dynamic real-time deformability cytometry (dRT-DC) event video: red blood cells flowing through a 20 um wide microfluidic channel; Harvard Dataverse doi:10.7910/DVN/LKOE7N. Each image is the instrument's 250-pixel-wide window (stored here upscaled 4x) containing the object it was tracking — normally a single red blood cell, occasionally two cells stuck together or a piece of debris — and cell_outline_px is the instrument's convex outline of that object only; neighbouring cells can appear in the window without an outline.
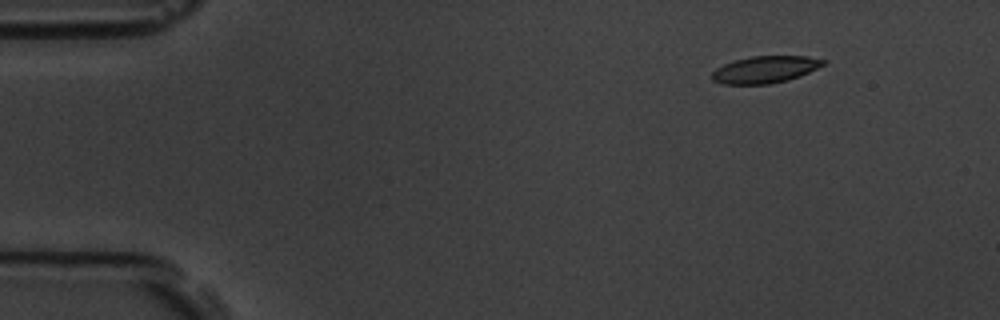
{"species": "common noctule bat (a hibernating species)", "species_latin": "Nyctalus noctula", "temperature_condition": "room temperature", "stored_images_in_passage": 3, "camera_frame_rate_fps": 3000, "um_per_image_px": 0.085, "animal": {"sex": "male", "body_mass_g": 19.5, "forearm_length_mm": 54.6}, "frame": {"image": 1, "passage_image": 1, "time_ms": 0.0, "image_size_px": [1000, 320], "cell_outline_px": [[828, 60], [824, 64], [800, 76], [788, 80], [768, 84], [724, 84], [712, 80], [712, 72], [716, 68], [724, 64], [736, 60], [752, 56], [808, 56]], "centroid_in_image_um": [65.04, 5.91], "position_along_channel_um": 20.0, "area_um2": 17.4}}
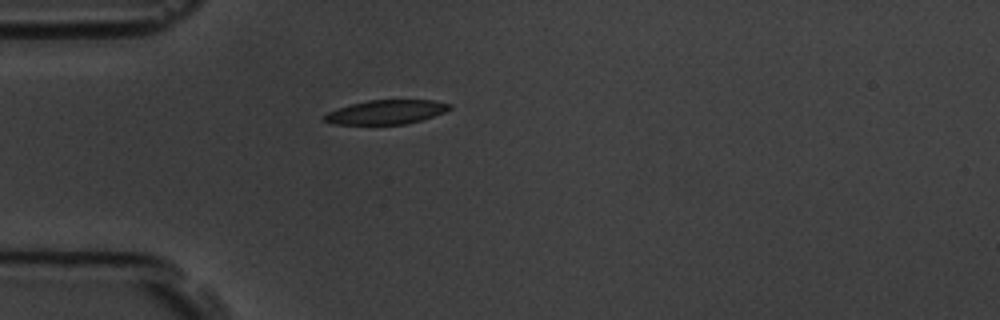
{"frame": {"image": 2, "passage_image": 3, "time_ms": 3.0, "image_size_px": [1000, 320], "cell_outline_px": [[452, 108], [444, 112], [408, 124], [332, 124], [324, 120], [324, 116], [328, 112], [352, 104], [368, 100], [432, 100], [452, 104]], "centroid_in_image_um": [32.86, 9.52], "position_along_channel_um": 52.1, "area_um2": 17.4}}